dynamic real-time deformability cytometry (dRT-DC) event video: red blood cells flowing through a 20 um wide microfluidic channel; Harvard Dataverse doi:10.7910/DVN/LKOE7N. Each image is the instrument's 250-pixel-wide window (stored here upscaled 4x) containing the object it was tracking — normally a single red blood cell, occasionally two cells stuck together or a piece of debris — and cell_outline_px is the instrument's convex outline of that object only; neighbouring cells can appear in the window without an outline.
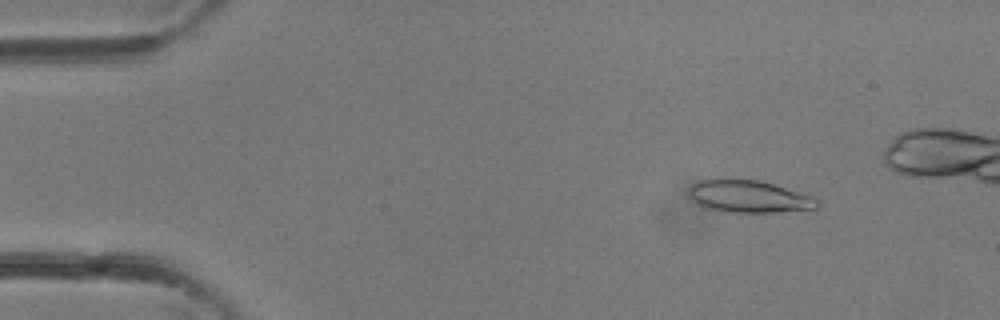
{"species": "common noctule bat (a hibernating species)", "species_latin": "Nyctalus noctula", "temperature_condition": "room temperature", "stored_images_in_passage": 33, "camera_frame_rate_fps": 3000, "um_per_image_px": 0.085, "animal": {"sex": "female"}, "frame": {"image": 1, "passage_image": 5, "time_ms": 1.333, "image_size_px": [1000, 320], "cell_outline_px": [[820, 204], [816, 208], [776, 212], [732, 212], [704, 208], [696, 204], [688, 196], [688, 192], [692, 184], [700, 180], [760, 180], [812, 196], [820, 200]], "centroid_in_image_um": [63.64, 16.72], "position_along_channel_um": 21.4, "area_um2": 23.93}}
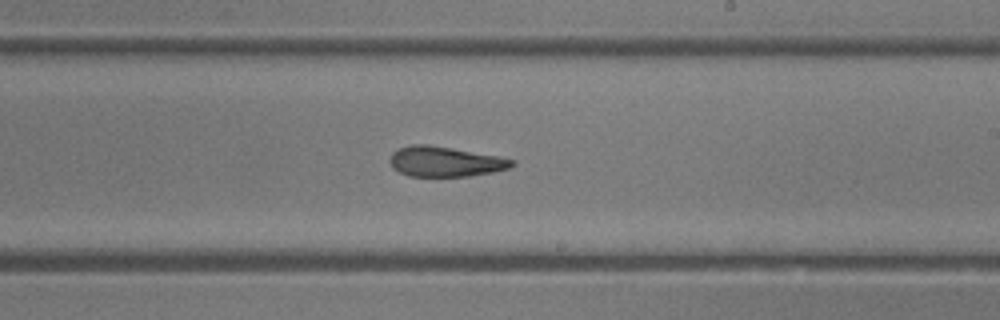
{"frame": {"image": 2, "passage_image": 22, "time_ms": 7.0, "image_size_px": [1000, 320], "cell_outline_px": [[516, 164], [508, 168], [492, 172], [468, 176], [408, 176], [392, 168], [388, 160], [392, 152], [400, 148], [412, 144], [428, 144], [452, 148], [496, 156], [516, 160]], "centroid_in_image_um": [37.8, 13.73], "position_along_channel_um": 251.2, "area_um2": 21.39}}
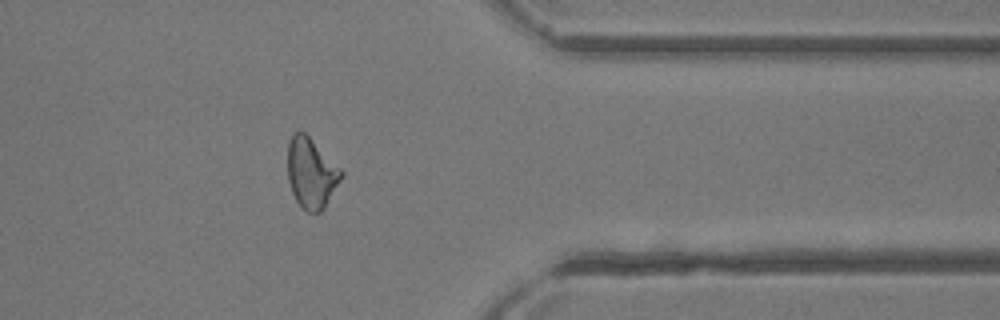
{"frame": {"image": 3, "passage_image": 30, "time_ms": 9.667, "image_size_px": [1000, 320], "cell_outline_px": [[344, 176], [324, 208], [320, 212], [308, 212], [296, 200], [292, 192], [288, 180], [288, 144], [292, 132], [300, 128], [344, 172]], "centroid_in_image_um": [26.45, 14.69], "position_along_channel_um": 384.9, "area_um2": 21.91}}